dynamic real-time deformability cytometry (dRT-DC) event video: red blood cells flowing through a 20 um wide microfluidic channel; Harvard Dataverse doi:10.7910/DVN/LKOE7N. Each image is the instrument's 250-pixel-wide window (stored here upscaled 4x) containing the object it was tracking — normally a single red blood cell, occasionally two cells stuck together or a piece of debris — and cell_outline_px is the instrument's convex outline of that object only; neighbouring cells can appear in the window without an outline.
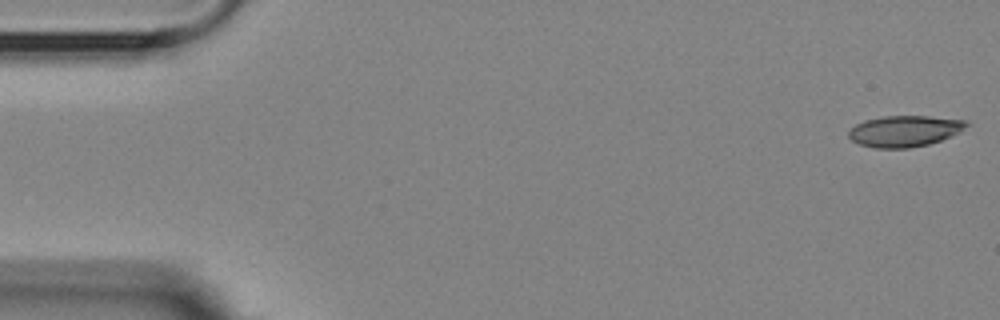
{"species": "Egyptian fruit bat (a non-hibernating species)", "species_latin": "Rousettus aegyptiacus", "temperature_condition": "room temperature", "stored_images_in_passage": 5, "camera_frame_rate_fps": 3000, "um_per_image_px": 0.085, "animal": {"sex": "female"}, "frame": {"image": 1, "passage_image": 1, "time_ms": 0.0, "image_size_px": [1000, 320], "cell_outline_px": [[972, 124], [960, 132], [940, 140], [928, 144], [908, 148], [872, 148], [860, 144], [852, 140], [848, 136], [848, 132], [856, 124], [864, 120], [884, 116], [928, 116], [968, 120]], "centroid_in_image_um": [76.92, 11.13], "position_along_channel_um": 8.1, "area_um2": 21.5}}
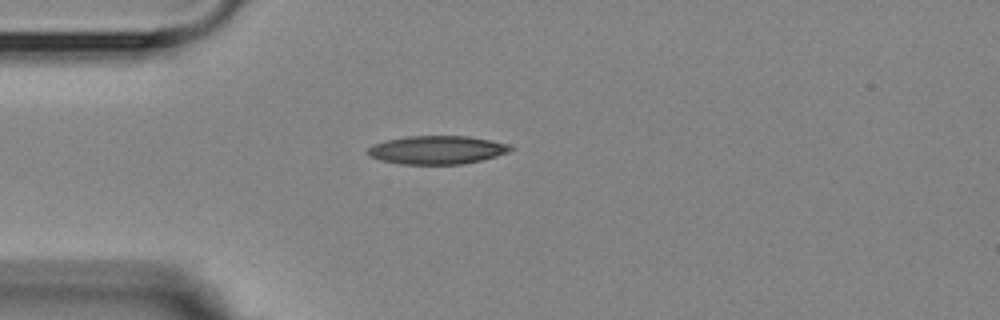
{"frame": {"image": 2, "passage_image": 4, "time_ms": 4.333, "image_size_px": [1000, 320], "cell_outline_px": [[516, 148], [508, 152], [496, 156], [464, 164], [400, 164], [380, 160], [368, 156], [368, 148], [372, 144], [388, 140], [408, 136], [468, 136], [492, 140], [508, 144]], "centroid_in_image_um": [37.16, 12.74], "position_along_channel_um": 47.8, "area_um2": 23.64}}